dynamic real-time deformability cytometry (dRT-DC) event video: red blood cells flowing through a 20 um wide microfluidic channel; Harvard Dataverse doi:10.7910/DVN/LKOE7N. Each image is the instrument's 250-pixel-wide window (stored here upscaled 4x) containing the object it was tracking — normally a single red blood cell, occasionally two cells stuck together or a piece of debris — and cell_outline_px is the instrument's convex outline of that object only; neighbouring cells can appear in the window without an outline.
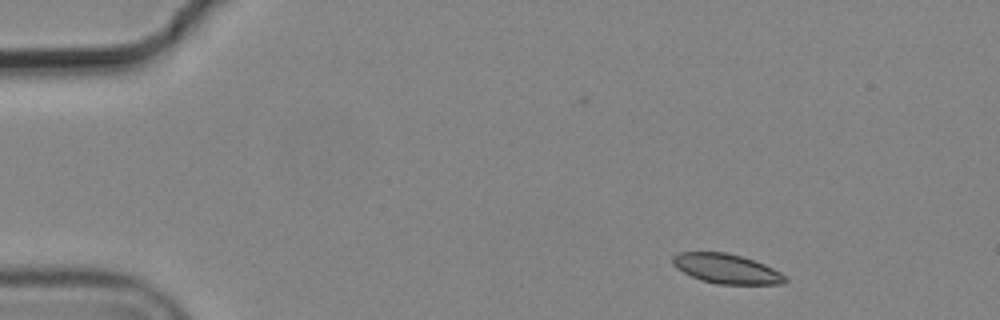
{"species": "common noctule bat (a hibernating species)", "species_latin": "Nyctalus noctula", "temperature_condition": "cold", "stored_images_in_passage": 5, "segment_of_instrument_passage": [2, 2], "camera_frame_rate_fps": 3000, "um_per_image_px": 0.085, "animal": {"sex": "male", "body_mass_g": 19.2, "forearm_length_mm": 51.8}, "frame": {"image": 1, "passage_image": 5, "time_ms": 1.333, "image_size_px": [1000, 320], "cell_outline_px": [[788, 280], [784, 284], [716, 284], [700, 280], [676, 268], [672, 264], [672, 256], [680, 252], [728, 252], [764, 264], [788, 276]], "centroid_in_image_um": [61.76, 22.85], "position_along_channel_um": 23.2, "area_um2": 19.48}}